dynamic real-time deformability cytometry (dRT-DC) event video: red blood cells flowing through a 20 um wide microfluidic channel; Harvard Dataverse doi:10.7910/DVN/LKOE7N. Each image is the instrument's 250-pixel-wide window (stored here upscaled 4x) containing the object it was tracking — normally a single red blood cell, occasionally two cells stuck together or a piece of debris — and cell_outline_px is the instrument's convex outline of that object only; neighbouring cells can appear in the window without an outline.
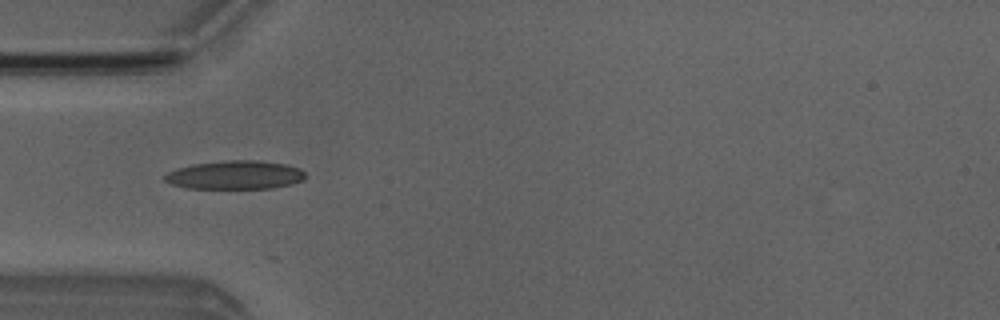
{"species": "Egyptian fruit bat (a non-hibernating species)", "species_latin": "Rousettus aegyptiacus", "temperature_condition": "room temperature", "stored_images_in_passage": 4, "camera_frame_rate_fps": 3000, "um_per_image_px": 0.085, "animal": {"sex": "male"}, "frame": {"image": 1, "passage_image": 3, "time_ms": 2.333, "image_size_px": [1000, 320], "cell_outline_px": [[308, 176], [304, 180], [292, 184], [272, 188], [188, 188], [172, 184], [164, 180], [164, 176], [168, 172], [176, 168], [192, 164], [228, 160], [260, 160], [288, 164], [300, 168]], "centroid_in_image_um": [20.04, 14.86], "position_along_channel_um": 65.0, "area_um2": 23.64}}